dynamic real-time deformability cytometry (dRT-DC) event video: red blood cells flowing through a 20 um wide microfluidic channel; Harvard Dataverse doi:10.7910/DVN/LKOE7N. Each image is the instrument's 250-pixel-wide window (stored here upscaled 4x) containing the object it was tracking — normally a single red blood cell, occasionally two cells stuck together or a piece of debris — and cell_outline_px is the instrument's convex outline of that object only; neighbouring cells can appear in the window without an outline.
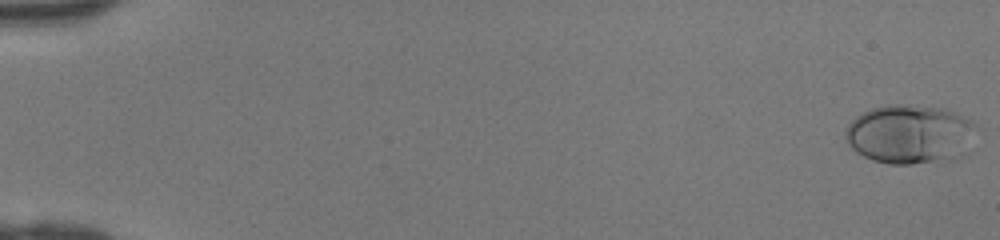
{"species": "human", "species_latin": "Homo sapiens", "temperature_condition": "room temperature", "stored_images_in_passage": 47, "camera_frame_rate_fps": 3000, "um_per_image_px": 0.085, "donor": {"sex": "female"}, "frame": {"image": 1, "passage_image": 1, "time_ms": 0.0, "image_size_px": [1000, 240], "cell_outline_px": [[984, 128], [968, 152], [964, 156], [952, 160], [912, 164], [888, 164], [872, 160], [856, 152], [844, 140], [844, 132], [848, 124], [856, 116], [872, 108], [900, 104], [944, 108], [972, 120]], "centroid_in_image_um": [77.47, 11.43], "position_along_channel_um": 7.5, "area_um2": 46.47}}
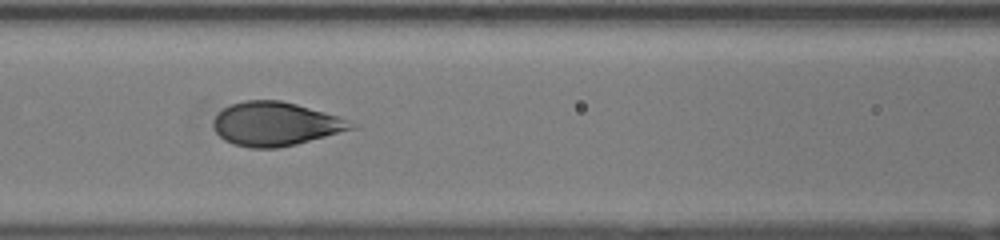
{"frame": {"image": 2, "passage_image": 22, "time_ms": 7.0, "image_size_px": [1000, 240], "cell_outline_px": [[356, 128], [296, 144], [276, 148], [248, 148], [232, 144], [224, 140], [212, 128], [212, 120], [224, 108], [232, 104], [244, 100], [280, 100], [296, 104], [340, 116], [356, 124]], "centroid_in_image_um": [23.4, 10.54], "position_along_channel_um": 143.2, "area_um2": 35.2}}
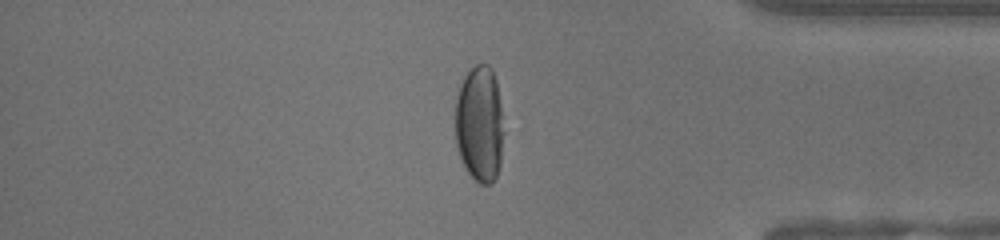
{"frame": {"image": 3, "passage_image": 40, "time_ms": 13.0, "image_size_px": [1000, 240], "cell_outline_px": [[504, 132], [500, 164], [496, 176], [492, 184], [480, 184], [468, 172], [460, 156], [456, 144], [456, 96], [460, 84], [464, 76], [476, 64], [488, 64], [492, 68], [496, 80]], "centroid_in_image_um": [40.77, 10.53], "position_along_channel_um": 394.4, "area_um2": 32.89}}